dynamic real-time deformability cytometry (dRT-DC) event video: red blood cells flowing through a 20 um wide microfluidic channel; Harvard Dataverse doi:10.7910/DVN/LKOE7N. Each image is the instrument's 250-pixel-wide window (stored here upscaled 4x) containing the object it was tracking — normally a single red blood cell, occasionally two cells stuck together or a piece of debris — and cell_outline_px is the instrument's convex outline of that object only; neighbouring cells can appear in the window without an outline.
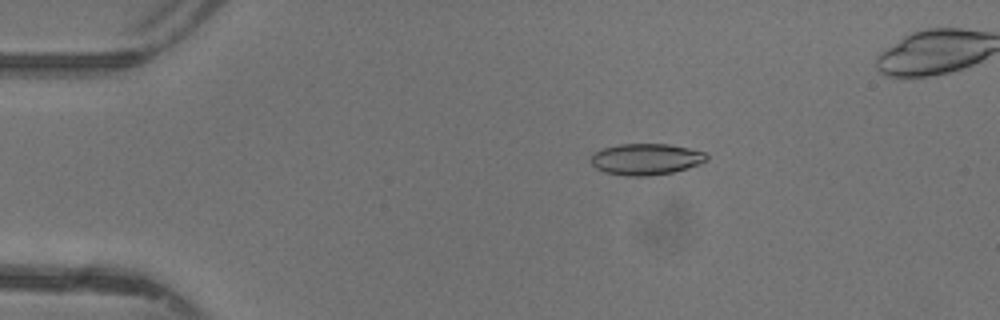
{"species": "common noctule bat (a hibernating species)", "species_latin": "Nyctalus noctula", "temperature_condition": "warm", "stored_images_in_passage": 46, "camera_frame_rate_fps": 3000, "um_per_image_px": 0.085, "animal": {"sex": "female"}, "frame": {"image": 1, "passage_image": 9, "time_ms": 2.667, "image_size_px": [1000, 320], "cell_outline_px": [[708, 160], [700, 164], [688, 168], [672, 172], [648, 176], [628, 176], [604, 172], [596, 168], [588, 160], [592, 152], [604, 148], [620, 144], [668, 144], [688, 148], [704, 152], [708, 156]], "centroid_in_image_um": [54.88, 13.53], "position_along_channel_um": 30.1, "area_um2": 21.27}}
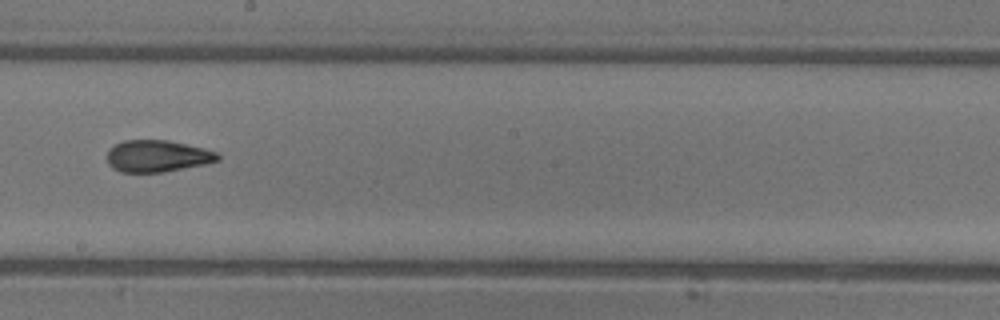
{"frame": {"image": 2, "passage_image": 27, "time_ms": 8.667, "image_size_px": [1000, 320], "cell_outline_px": [[220, 160], [204, 164], [164, 172], [120, 172], [112, 168], [108, 164], [108, 148], [124, 140], [168, 140], [204, 148], [216, 152], [220, 156]], "centroid_in_image_um": [13.36, 13.26], "position_along_channel_um": 234.8, "area_um2": 20.52}}
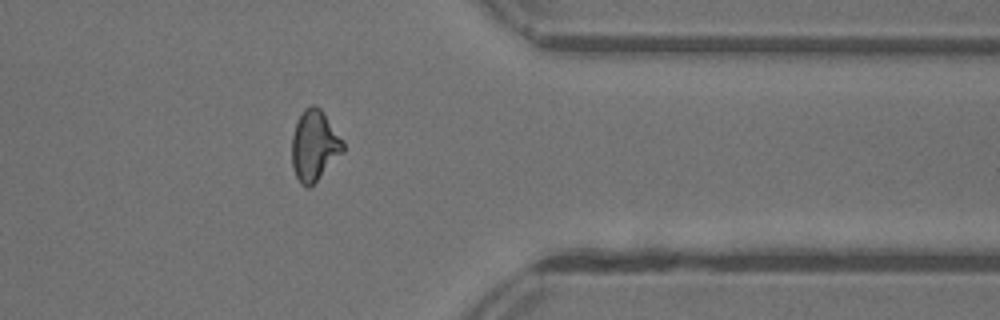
{"frame": {"image": 3, "passage_image": 38, "time_ms": 12.333, "image_size_px": [1000, 320], "cell_outline_px": [[344, 152], [308, 188], [300, 184], [292, 168], [292, 136], [296, 120], [304, 108], [312, 104], [316, 104], [320, 108], [344, 140]], "centroid_in_image_um": [26.71, 12.34], "position_along_channel_um": 384.7, "area_um2": 21.15}, "authors_computed_cell_mechanics": {"area_um2": 20.9236, "velocity_mm_per_s": 4.4164, "shape_relaxation_time_tau1_ms": 5.7521, "shape_relaxation_time_tau2_ms": 1.9838, "deformation_change_tau1": 0.1742, "deformation_change_tau2": 0.0844}}